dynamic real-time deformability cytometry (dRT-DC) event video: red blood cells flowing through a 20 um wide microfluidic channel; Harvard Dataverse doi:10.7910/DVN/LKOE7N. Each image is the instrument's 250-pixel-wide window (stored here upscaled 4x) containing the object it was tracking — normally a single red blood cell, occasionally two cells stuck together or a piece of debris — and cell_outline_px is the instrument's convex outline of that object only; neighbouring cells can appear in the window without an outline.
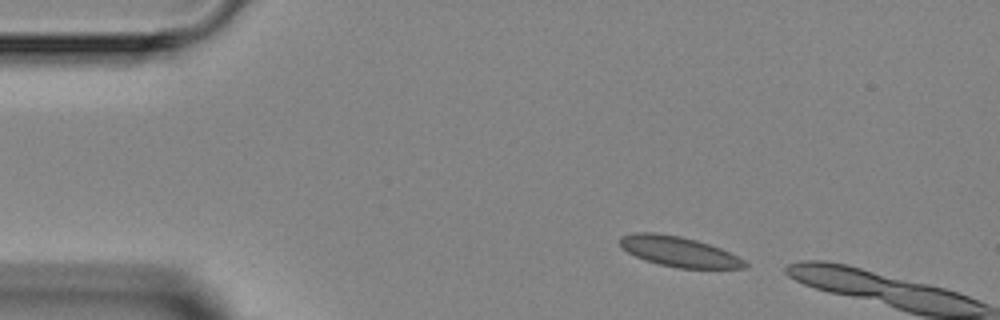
{"species": "Egyptian fruit bat (a non-hibernating species)", "species_latin": "Rousettus aegyptiacus", "temperature_condition": "room temperature", "stored_images_in_passage": 2, "camera_frame_rate_fps": 3000, "um_per_image_px": 0.085, "animal": {"sex": "female"}, "frame": {"image": 1, "passage_image": 1, "time_ms": 0.0, "image_size_px": [1000, 320], "cell_outline_px": [[748, 268], [676, 268], [644, 260], [628, 252], [620, 244], [620, 236], [636, 232], [656, 232], [680, 236], [696, 240], [720, 248], [744, 260], [748, 264]], "centroid_in_image_um": [57.69, 21.38], "position_along_channel_um": 27.3, "area_um2": 21.79}}